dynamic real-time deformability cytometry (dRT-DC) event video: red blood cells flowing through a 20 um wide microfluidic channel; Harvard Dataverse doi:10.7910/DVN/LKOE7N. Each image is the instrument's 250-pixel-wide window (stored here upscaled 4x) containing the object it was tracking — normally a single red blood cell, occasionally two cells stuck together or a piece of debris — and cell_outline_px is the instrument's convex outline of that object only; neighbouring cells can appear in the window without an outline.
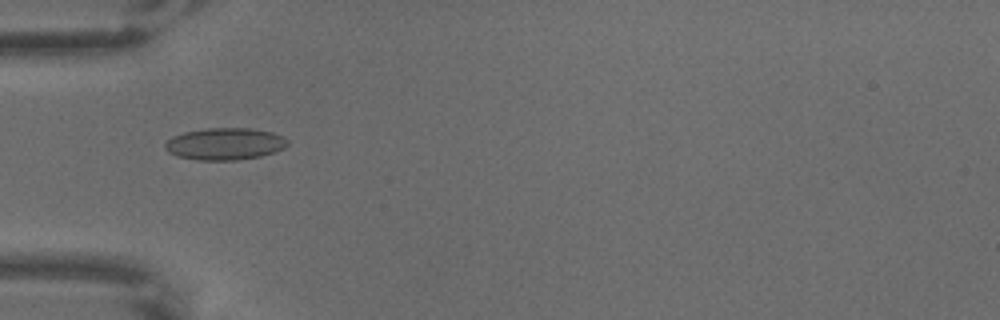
{"species": "common noctule bat (a hibernating species)", "species_latin": "Nyctalus noctula", "temperature_condition": "warm", "stored_images_in_passage": 7, "camera_frame_rate_fps": 3000, "um_per_image_px": 0.085, "animal": {"sex": "male", "body_mass_g": 18.8}, "frame": {"image": 1, "passage_image": 6, "time_ms": 1.667, "image_size_px": [1000, 320], "cell_outline_px": [[288, 144], [284, 148], [276, 152], [260, 156], [236, 160], [196, 160], [176, 156], [168, 152], [164, 148], [164, 144], [172, 136], [184, 132], [208, 128], [252, 128], [272, 132], [284, 136], [288, 140]], "centroid_in_image_um": [19.12, 12.23], "position_along_channel_um": 65.9, "area_um2": 23.06}}
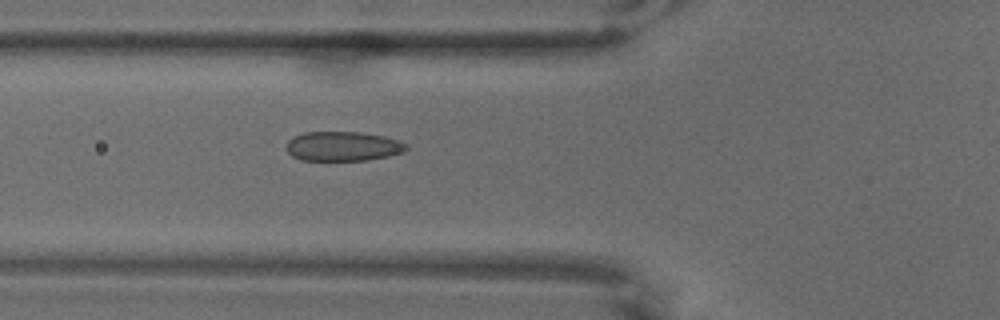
{"frame": {"image": 2, "passage_image": 7, "time_ms": 2.0, "image_size_px": [1000, 320], "cell_outline_px": [[408, 148], [404, 152], [388, 156], [368, 160], [300, 160], [292, 156], [284, 148], [288, 140], [292, 136], [304, 132], [364, 132], [384, 136], [400, 140], [408, 144]], "centroid_in_image_um": [29.14, 12.42], "position_along_channel_um": 96.7, "area_um2": 20.98}}